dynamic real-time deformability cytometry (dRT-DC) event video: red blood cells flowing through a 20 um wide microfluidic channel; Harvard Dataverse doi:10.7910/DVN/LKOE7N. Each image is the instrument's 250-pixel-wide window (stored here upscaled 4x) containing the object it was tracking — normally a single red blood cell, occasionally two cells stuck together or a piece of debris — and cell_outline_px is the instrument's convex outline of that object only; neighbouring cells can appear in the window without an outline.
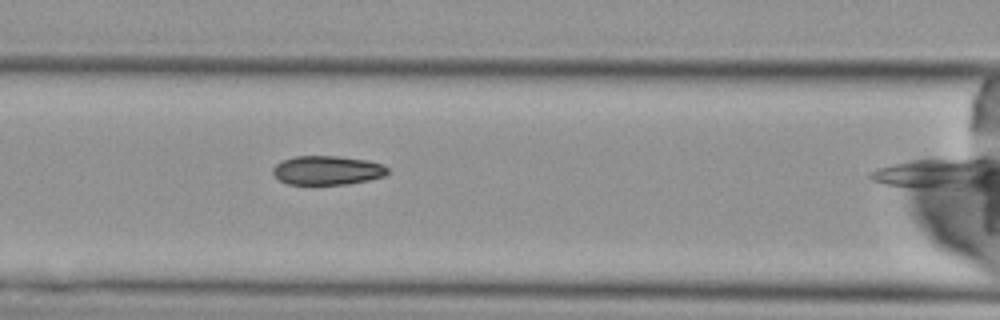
{"species": "Egyptian fruit bat (a non-hibernating species)", "species_latin": "Rousettus aegyptiacus", "temperature_condition": "cold", "stored_images_in_passage": 9, "segment_of_instrument_passage": [1, 2], "camera_frame_rate_fps": 3000, "um_per_image_px": 0.085, "animal": {"sex": "female"}, "frame": {"image": 1, "passage_image": 8, "time_ms": 9.667, "image_size_px": [1000, 320], "cell_outline_px": [[388, 172], [384, 176], [368, 180], [348, 184], [288, 184], [280, 180], [272, 172], [272, 168], [276, 164], [284, 160], [296, 156], [336, 156], [368, 160], [380, 164], [388, 168]], "centroid_in_image_um": [27.81, 14.47], "position_along_channel_um": 138.8, "area_um2": 19.25}}